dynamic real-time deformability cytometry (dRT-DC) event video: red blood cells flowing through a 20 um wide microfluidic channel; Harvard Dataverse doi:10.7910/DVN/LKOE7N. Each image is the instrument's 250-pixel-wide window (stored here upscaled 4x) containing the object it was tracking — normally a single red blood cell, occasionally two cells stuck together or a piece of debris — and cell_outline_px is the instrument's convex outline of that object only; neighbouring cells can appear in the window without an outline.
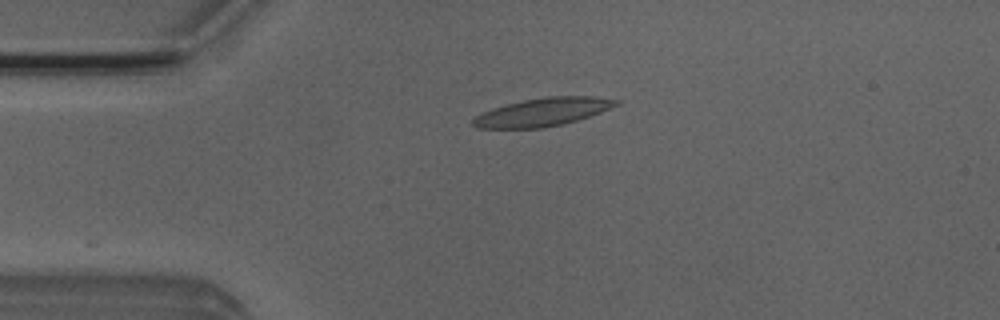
{"species": "Egyptian fruit bat (a non-hibernating species)", "species_latin": "Rousettus aegyptiacus", "temperature_condition": "room temperature", "stored_images_in_passage": 6, "camera_frame_rate_fps": 3000, "um_per_image_px": 0.085, "animal": {"sex": "male"}, "frame": {"image": 1, "passage_image": 6, "time_ms": 1.667, "image_size_px": [1000, 320], "cell_outline_px": [[624, 100], [620, 104], [600, 112], [576, 120], [544, 128], [476, 128], [472, 124], [472, 120], [476, 116], [492, 108], [524, 100], [544, 96], [596, 96]], "centroid_in_image_um": [46.18, 9.51], "position_along_channel_um": 38.8, "area_um2": 23.41}}